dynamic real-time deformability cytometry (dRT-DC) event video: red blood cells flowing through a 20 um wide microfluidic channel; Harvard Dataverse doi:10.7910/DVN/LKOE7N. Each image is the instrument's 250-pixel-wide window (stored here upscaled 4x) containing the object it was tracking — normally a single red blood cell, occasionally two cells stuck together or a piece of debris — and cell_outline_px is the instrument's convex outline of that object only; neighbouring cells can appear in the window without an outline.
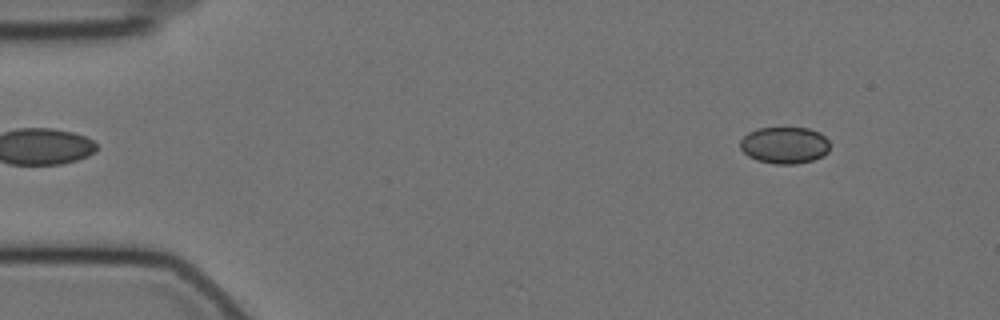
{"species": "Egyptian fruit bat (a non-hibernating species)", "species_latin": "Rousettus aegyptiacus", "temperature_condition": "cold", "stored_images_in_passage": 9, "camera_frame_rate_fps": 3000, "um_per_image_px": 0.085, "animal": {"sex": "female"}, "frame": {"image": 1, "passage_image": 6, "time_ms": 1.667, "image_size_px": [1000, 320], "cell_outline_px": [[828, 152], [812, 160], [796, 164], [776, 164], [756, 160], [748, 156], [740, 148], [740, 140], [748, 132], [756, 128], [808, 128], [820, 132], [828, 140]], "centroid_in_image_um": [66.66, 12.33], "position_along_channel_um": 18.3, "area_um2": 19.19}}